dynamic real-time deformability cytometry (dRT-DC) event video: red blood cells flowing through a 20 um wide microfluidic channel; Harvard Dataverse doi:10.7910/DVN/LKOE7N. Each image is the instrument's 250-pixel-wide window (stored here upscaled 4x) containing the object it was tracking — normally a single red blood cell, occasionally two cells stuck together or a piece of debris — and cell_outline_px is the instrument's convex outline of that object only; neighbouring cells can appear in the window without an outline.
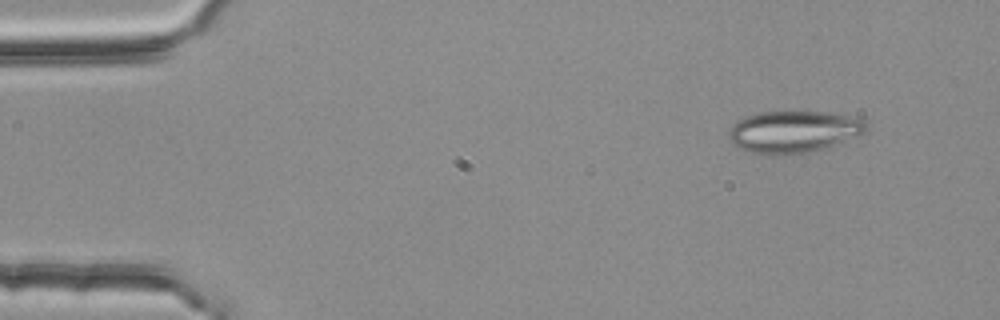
{"species": "common noctule bat (a hibernating species)", "species_latin": "Nyctalus noctula", "temperature_condition": "room temperature", "stored_images_in_passage": 4, "camera_frame_rate_fps": 3000, "um_per_image_px": 0.085, "animal": {"sex": "female", "body_mass_g": 25.1}, "frame": {"image": 1, "passage_image": 1, "time_ms": 0.0, "image_size_px": [1000, 320], "cell_outline_px": [[868, 132], [812, 152], [768, 156], [752, 152], [740, 148], [732, 144], [728, 140], [728, 132], [732, 124], [748, 116], [760, 112], [824, 112], [864, 120], [868, 124]], "centroid_in_image_um": [67.42, 11.22], "position_along_channel_um": 17.6, "area_um2": 33.47}}